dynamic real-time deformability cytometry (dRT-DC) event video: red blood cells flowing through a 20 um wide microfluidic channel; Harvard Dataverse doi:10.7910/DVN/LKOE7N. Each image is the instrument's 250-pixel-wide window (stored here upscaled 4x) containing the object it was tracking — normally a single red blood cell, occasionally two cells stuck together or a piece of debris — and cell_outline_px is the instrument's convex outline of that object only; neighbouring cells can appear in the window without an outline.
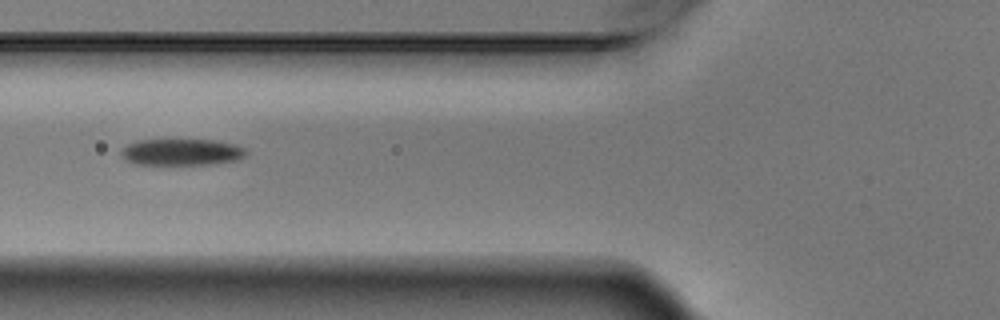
{"species": "Egyptian fruit bat (a non-hibernating species)", "species_latin": "Rousettus aegyptiacus", "temperature_condition": "warm", "stored_images_in_passage": 5, "camera_frame_rate_fps": 3000, "um_per_image_px": 0.085, "animal": {"sex": "male"}, "frame": {"image": 1, "passage_image": 5, "time_ms": 1.333, "image_size_px": [1000, 320], "cell_outline_px": [[248, 152], [240, 160], [216, 164], [132, 164], [124, 160], [120, 152], [120, 148], [136, 140], [212, 140], [232, 144], [244, 148]], "centroid_in_image_um": [15.4, 12.94], "position_along_channel_um": 110.4, "area_um2": 19.48}}